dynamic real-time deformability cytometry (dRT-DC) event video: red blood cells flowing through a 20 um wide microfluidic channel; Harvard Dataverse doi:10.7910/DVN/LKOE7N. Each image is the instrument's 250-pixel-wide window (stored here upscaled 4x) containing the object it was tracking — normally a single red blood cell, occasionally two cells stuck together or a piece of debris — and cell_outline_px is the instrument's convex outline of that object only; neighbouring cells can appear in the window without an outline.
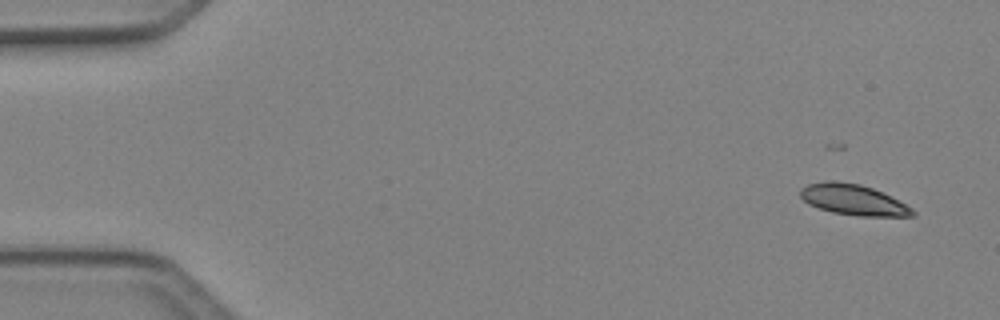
{"species": "Egyptian fruit bat (a non-hibernating species)", "species_latin": "Rousettus aegyptiacus", "temperature_condition": "cold", "stored_images_in_passage": 4, "camera_frame_rate_fps": 3000, "um_per_image_px": 0.085, "animal": {"sex": "female"}, "frame": {"image": 1, "passage_image": 1, "time_ms": 0.0, "image_size_px": [1000, 320], "cell_outline_px": [[916, 216], [860, 216], [832, 212], [808, 204], [800, 196], [800, 188], [808, 184], [828, 180], [832, 180], [860, 184], [872, 188], [912, 208], [916, 212]], "centroid_in_image_um": [72.49, 16.98], "position_along_channel_um": 12.5, "area_um2": 19.83}}
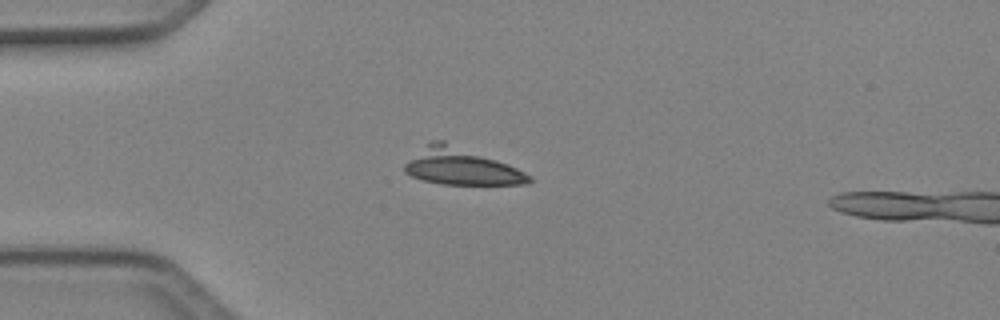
{"frame": {"image": 2, "passage_image": 3, "time_ms": 0.667, "image_size_px": [1000, 320], "cell_outline_px": [[532, 180], [528, 184], [440, 184], [424, 180], [412, 176], [404, 172], [404, 164], [428, 140], [444, 140], [508, 164], [532, 176]], "centroid_in_image_um": [39.15, 14.14], "position_along_channel_um": 45.8, "area_um2": 26.47}}